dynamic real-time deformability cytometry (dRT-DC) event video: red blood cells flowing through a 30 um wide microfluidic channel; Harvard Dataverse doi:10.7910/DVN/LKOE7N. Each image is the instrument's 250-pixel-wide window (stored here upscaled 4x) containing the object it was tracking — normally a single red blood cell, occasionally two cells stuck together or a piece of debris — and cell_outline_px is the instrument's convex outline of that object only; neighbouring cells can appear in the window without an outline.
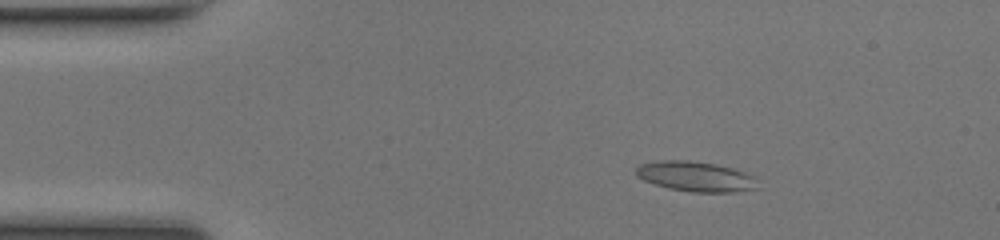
{"species": "common noctule bat (a hibernating species)", "species_latin": "Nyctalus noctula", "temperature_condition": "room temperature", "stored_images_in_passage": 49, "camera_frame_rate_fps": 3000, "um_per_image_px": 0.085, "animal": {"sex": "female", "body_mass_g": 17.0, "forearm_length_mm": 48.0}, "frame": {"image": 1, "passage_image": 8, "time_ms": 2.333, "image_size_px": [1000, 240], "cell_outline_px": [[760, 188], [736, 192], [692, 192], [668, 188], [644, 180], [636, 176], [636, 168], [640, 164], [660, 160], [688, 160], [716, 164], [732, 168], [756, 176]], "centroid_in_image_um": [59.19, 15.0], "position_along_channel_um": 25.8, "area_um2": 21.5}}
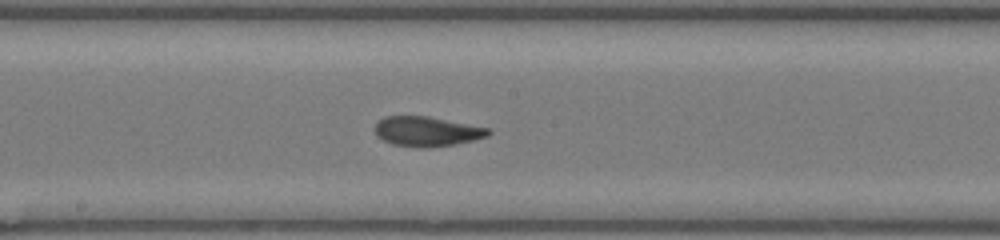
{"frame": {"image": 2, "passage_image": 26, "time_ms": 8.333, "image_size_px": [1000, 240], "cell_outline_px": [[492, 132], [488, 136], [456, 144], [428, 148], [416, 148], [392, 144], [376, 136], [376, 124], [384, 116], [428, 116], [492, 128]], "centroid_in_image_um": [36.32, 11.17], "position_along_channel_um": 211.9, "area_um2": 19.88}}
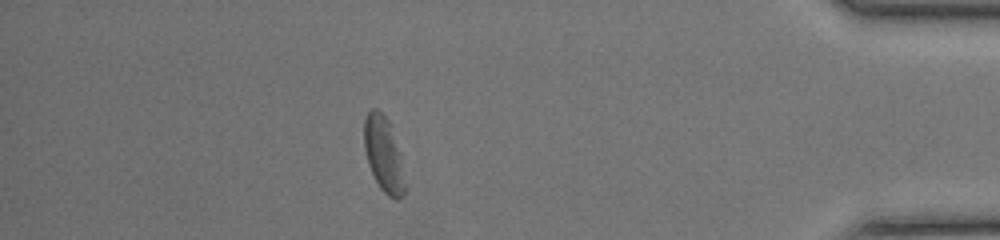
{"frame": {"image": 3, "passage_image": 43, "time_ms": 14.0, "image_size_px": [1000, 240], "cell_outline_px": [[404, 196], [396, 200], [388, 196], [380, 188], [368, 164], [364, 148], [364, 116], [372, 108], [376, 108], [388, 120], [400, 152], [404, 188]], "centroid_in_image_um": [32.58, 13.1], "position_along_channel_um": 402.6, "area_um2": 17.57}, "authors_computed_cell_mechanics": {"area_um2": 19.9988, "velocity_mm_per_s": 4.1987, "shape_relaxation_time_tau1_ms": 9.5428, "shape_relaxation_time_tau2_ms": 2.2464, "deformation_change_tau1": 0.2067, "deformation_change_tau2": 0.0959}}